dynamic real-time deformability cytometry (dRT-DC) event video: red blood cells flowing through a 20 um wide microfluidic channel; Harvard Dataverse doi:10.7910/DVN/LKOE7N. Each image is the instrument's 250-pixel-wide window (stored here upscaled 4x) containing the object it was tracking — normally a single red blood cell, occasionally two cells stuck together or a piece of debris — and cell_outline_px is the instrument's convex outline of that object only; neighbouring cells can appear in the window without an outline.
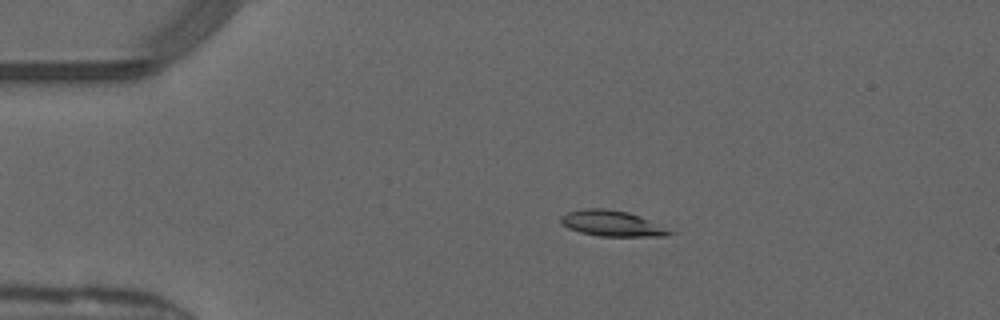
{"species": "common noctule bat (a hibernating species)", "species_latin": "Nyctalus noctula", "temperature_condition": "warm", "stored_images_in_passage": 50, "camera_frame_rate_fps": 3000, "um_per_image_px": 0.085, "animal": {"sex": "male", "forearm_length_mm": 52.5}, "frame": {"image": 1, "passage_image": 10, "time_ms": 3.0, "image_size_px": [1000, 320], "cell_outline_px": [[676, 232], [668, 236], [600, 236], [580, 232], [568, 228], [560, 224], [560, 216], [568, 212], [584, 208], [604, 208], [628, 212], [640, 216]], "centroid_in_image_um": [52.0, 18.99], "position_along_channel_um": 33.0, "area_um2": 16.36}}
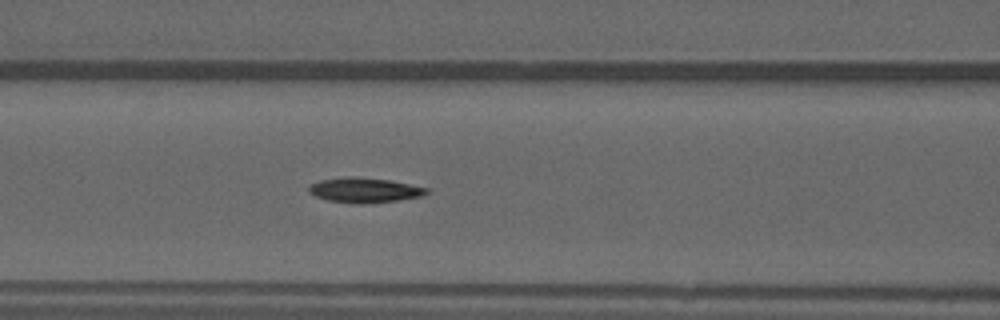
{"frame": {"image": 2, "passage_image": 21, "time_ms": 6.667, "image_size_px": [1000, 320], "cell_outline_px": [[428, 192], [420, 196], [396, 200], [352, 204], [328, 200], [316, 196], [308, 192], [308, 184], [320, 180], [344, 176], [352, 176], [392, 180], [428, 188]], "centroid_in_image_um": [30.91, 16.14], "position_along_channel_um": 135.7, "area_um2": 17.05}}
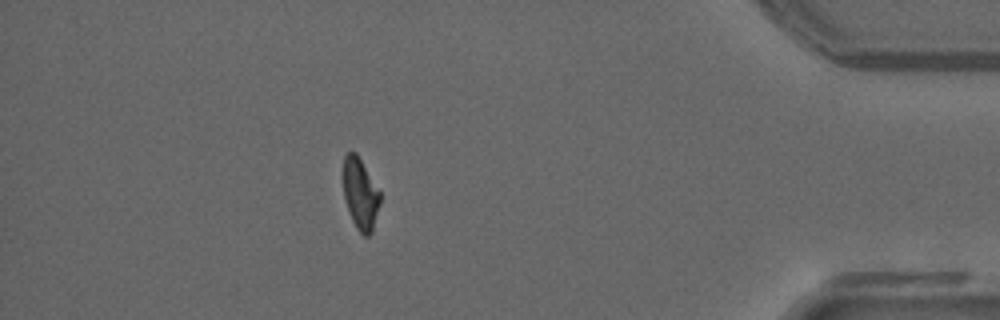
{"frame": {"image": 3, "passage_image": 44, "time_ms": 14.333, "image_size_px": [1000, 320], "cell_outline_px": [[380, 204], [372, 232], [368, 236], [364, 236], [356, 228], [352, 220], [344, 196], [344, 156], [348, 152], [356, 152], [380, 192]], "centroid_in_image_um": [30.64, 16.5], "position_along_channel_um": 404.6, "area_um2": 15.03}, "authors_computed_cell_mechanics": {"area_um2": 16.5019, "velocity_mm_per_s": 4.1206, "shape_relaxation_time_tau1_ms": null, "shape_relaxation_time_tau2_ms": 4.4976, "deformation_change_tau1": null, "deformation_change_tau2": 0.1215}}